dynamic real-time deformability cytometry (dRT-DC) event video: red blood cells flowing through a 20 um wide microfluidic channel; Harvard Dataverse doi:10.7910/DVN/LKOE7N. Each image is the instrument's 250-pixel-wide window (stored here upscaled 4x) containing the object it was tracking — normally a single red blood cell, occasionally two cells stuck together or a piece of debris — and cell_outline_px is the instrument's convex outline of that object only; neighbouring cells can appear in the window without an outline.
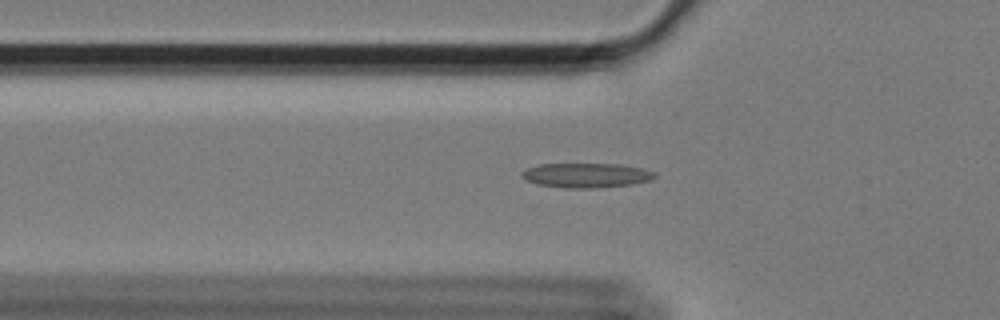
{"species": "Egyptian fruit bat (a non-hibernating species)", "species_latin": "Rousettus aegyptiacus", "temperature_condition": "cold", "stored_images_in_passage": 52, "camera_frame_rate_fps": 3000, "um_per_image_px": 0.085, "animal": {"sex": "female"}, "frame": {"image": 1, "passage_image": 14, "time_ms": 4.333, "image_size_px": [1000, 320], "cell_outline_px": [[656, 176], [652, 180], [632, 184], [588, 188], [564, 188], [536, 184], [528, 180], [520, 172], [528, 168], [540, 164], [620, 164], [640, 168], [656, 172]], "centroid_in_image_um": [49.86, 14.9], "position_along_channel_um": 75.9, "area_um2": 18.84}}
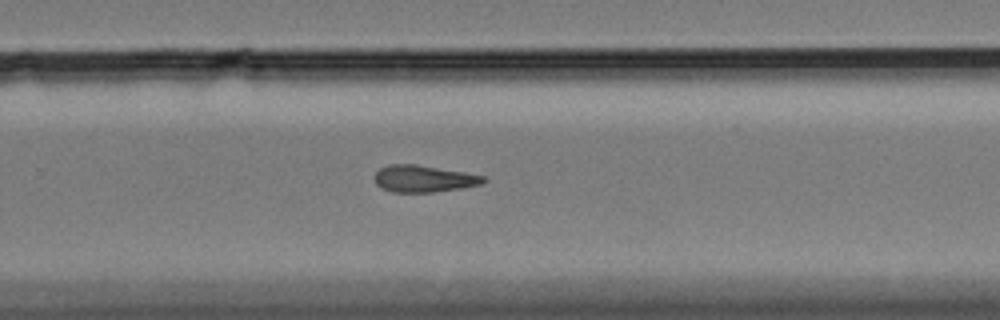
{"frame": {"image": 2, "passage_image": 33, "time_ms": 10.667, "image_size_px": [1000, 320], "cell_outline_px": [[488, 180], [484, 184], [460, 188], [432, 192], [392, 192], [380, 188], [376, 184], [372, 176], [380, 168], [388, 164], [416, 164], [464, 172], [484, 176]], "centroid_in_image_um": [35.98, 15.19], "position_along_channel_um": 293.8, "area_um2": 17.22}}
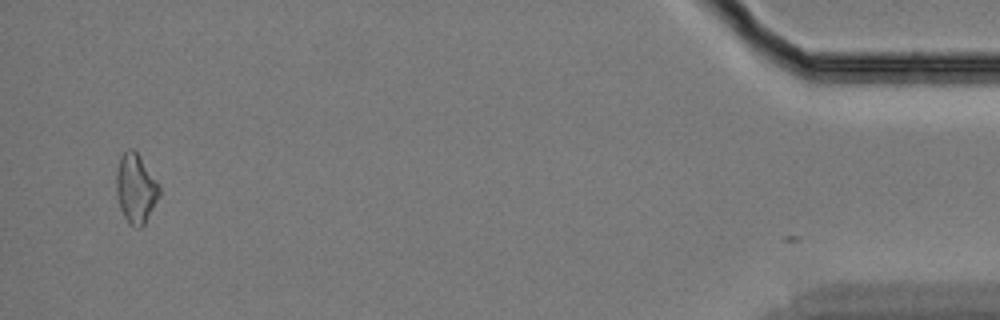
{"frame": {"image": 3, "passage_image": 51, "time_ms": 16.667, "image_size_px": [1000, 320], "cell_outline_px": [[160, 196], [144, 224], [140, 228], [136, 228], [128, 224], [120, 208], [116, 192], [116, 172], [120, 156], [128, 148], [132, 148], [136, 152], [160, 184]], "centroid_in_image_um": [11.54, 16.03], "position_along_channel_um": 423.7, "area_um2": 17.46}, "authors_computed_cell_mechanics": {"area_um2": 17.2244, "velocity_mm_per_s": 3.4303, "shape_relaxation_time_tau1_ms": 9.6213, "shape_relaxation_time_tau2_ms": null, "deformation_change_tau1": 0.1965, "deformation_change_tau2": null}}